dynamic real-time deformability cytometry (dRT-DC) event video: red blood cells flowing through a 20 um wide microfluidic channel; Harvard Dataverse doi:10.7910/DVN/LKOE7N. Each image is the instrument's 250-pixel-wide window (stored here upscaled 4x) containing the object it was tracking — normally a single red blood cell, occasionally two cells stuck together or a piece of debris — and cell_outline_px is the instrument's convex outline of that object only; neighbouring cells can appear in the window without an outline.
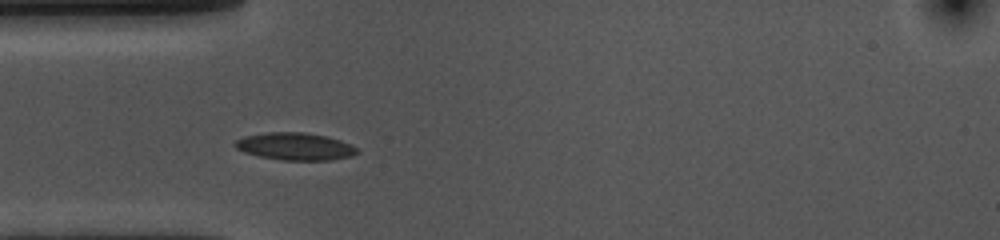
{"species": "common noctule bat (a hibernating species)", "species_latin": "Nyctalus noctula", "temperature_condition": "cold", "stored_images_in_passage": 32, "camera_frame_rate_fps": 3000, "um_per_image_px": 0.085, "animal": {"sex": "female", "body_mass_g": 10.0, "forearm_length_mm": 53.1}, "frame": {"image": 1, "passage_image": 1, "time_ms": 0.0, "image_size_px": [1000, 240], "cell_outline_px": [[360, 152], [352, 156], [328, 160], [280, 160], [260, 156], [244, 152], [236, 148], [232, 144], [236, 140], [244, 136], [268, 132], [304, 132], [324, 136], [340, 140], [356, 148]], "centroid_in_image_um": [25.05, 12.45], "position_along_channel_um": 59.9, "area_um2": 19.36}}
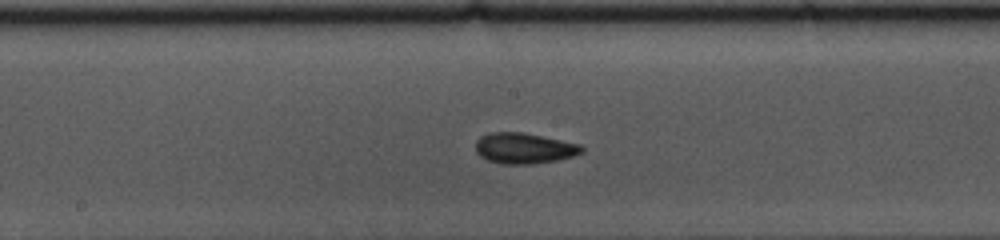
{"frame": {"image": 2, "passage_image": 13, "time_ms": 4.0, "image_size_px": [1000, 240], "cell_outline_px": [[584, 152], [572, 156], [556, 160], [532, 164], [504, 164], [488, 160], [480, 156], [476, 152], [476, 140], [480, 136], [492, 132], [524, 132], [580, 144], [584, 148]], "centroid_in_image_um": [44.55, 12.59], "position_along_channel_um": 203.7, "area_um2": 19.02}}
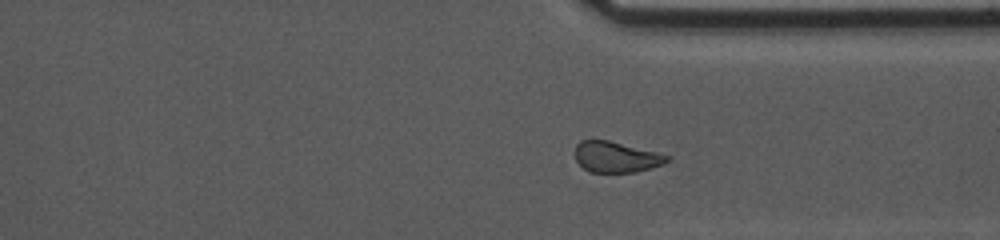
{"frame": {"image": 3, "passage_image": 26, "time_ms": 8.333, "image_size_px": [1000, 240], "cell_outline_px": [[672, 160], [652, 168], [636, 172], [588, 172], [576, 160], [576, 144], [580, 140], [608, 140], [672, 156]], "centroid_in_image_um": [52.4, 13.35], "position_along_channel_um": 359.0, "area_um2": 16.53}, "authors_computed_cell_mechanics": {"area_um2": 18.0047, "velocity_mm_per_s": 3.5923, "shape_relaxation_time_tau1_ms": 3.7286, "shape_relaxation_time_tau2_ms": 2.1853, "deformation_change_tau1": 0.1161, "deformation_change_tau2": 0.0675}}